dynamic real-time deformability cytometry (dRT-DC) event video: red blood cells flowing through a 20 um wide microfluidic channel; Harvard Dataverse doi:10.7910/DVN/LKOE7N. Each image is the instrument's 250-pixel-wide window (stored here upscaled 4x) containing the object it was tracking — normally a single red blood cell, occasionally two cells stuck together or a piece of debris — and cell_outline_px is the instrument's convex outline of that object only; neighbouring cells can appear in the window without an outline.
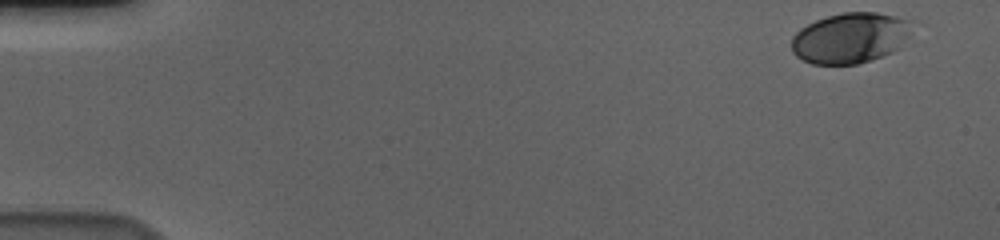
{"species": "human", "species_latin": "Homo sapiens", "temperature_condition": "cold", "stored_images_in_passage": 55, "camera_frame_rate_fps": 3000, "um_per_image_px": 0.085, "donor": {"sex": "male"}, "frame": {"image": 1, "passage_image": 1, "time_ms": 0.0, "image_size_px": [1000, 240], "cell_outline_px": [[908, 36], [892, 52], [856, 64], [812, 64], [796, 56], [792, 52], [792, 36], [800, 28], [816, 20], [828, 16], [844, 12], [876, 12], [896, 16], [908, 20]], "centroid_in_image_um": [72.19, 3.22], "position_along_channel_um": 12.8, "area_um2": 34.85}}
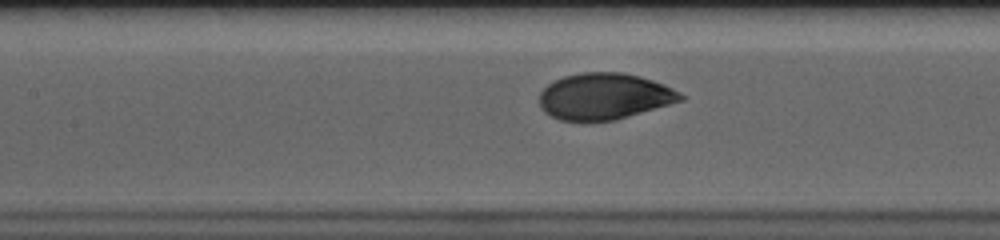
{"frame": {"image": 2, "passage_image": 25, "time_ms": 8.0, "image_size_px": [1000, 240], "cell_outline_px": [[684, 100], [616, 120], [560, 120], [544, 112], [540, 108], [540, 92], [548, 84], [564, 76], [580, 72], [624, 72], [640, 76], [664, 84], [680, 92], [684, 96]], "centroid_in_image_um": [51.38, 8.18], "position_along_channel_um": 156.0, "area_um2": 38.09}}
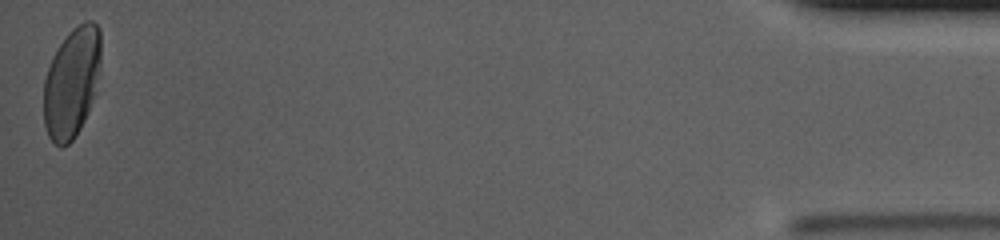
{"frame": {"image": 3, "passage_image": 55, "time_ms": 18.0, "image_size_px": [1000, 240], "cell_outline_px": [[100, 64], [96, 92], [88, 112], [80, 128], [72, 140], [64, 148], [60, 148], [48, 136], [44, 124], [44, 80], [52, 56], [56, 48], [72, 28], [84, 20], [92, 20], [100, 28]], "centroid_in_image_um": [6.1, 6.99], "position_along_channel_um": 429.1, "area_um2": 37.05}, "authors_computed_cell_mechanics": {"area_um2": 37.281, "velocity_mm_per_s": 3.6122, "shape_relaxation_time_tau1_ms": 3.5388, "shape_relaxation_time_tau2_ms": null, "deformation_change_tau1": 0.1406, "deformation_change_tau2": null}}